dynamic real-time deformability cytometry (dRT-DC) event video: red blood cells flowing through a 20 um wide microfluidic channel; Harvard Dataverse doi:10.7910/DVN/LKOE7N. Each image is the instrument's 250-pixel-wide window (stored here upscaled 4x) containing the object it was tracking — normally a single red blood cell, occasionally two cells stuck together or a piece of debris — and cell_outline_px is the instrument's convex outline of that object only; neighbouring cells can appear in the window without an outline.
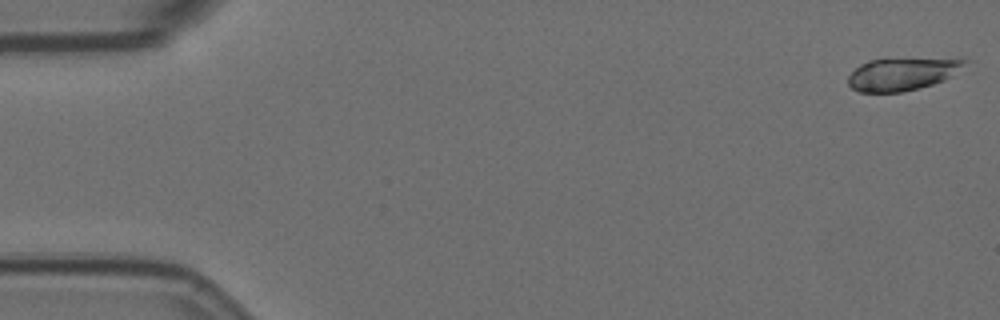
{"species": "Egyptian fruit bat (a non-hibernating species)", "species_latin": "Rousettus aegyptiacus", "temperature_condition": "room temperature", "stored_images_in_passage": 17, "camera_frame_rate_fps": 3000, "um_per_image_px": 0.085, "animal": {"sex": "female"}, "frame": {"image": 1, "passage_image": 1, "time_ms": 0.0, "image_size_px": [1000, 320], "cell_outline_px": [[968, 60], [952, 76], [944, 80], [920, 88], [904, 92], [860, 92], [852, 88], [848, 84], [848, 76], [860, 64], [868, 60]], "centroid_in_image_um": [76.59, 6.34], "position_along_channel_um": 8.4, "area_um2": 21.27}}
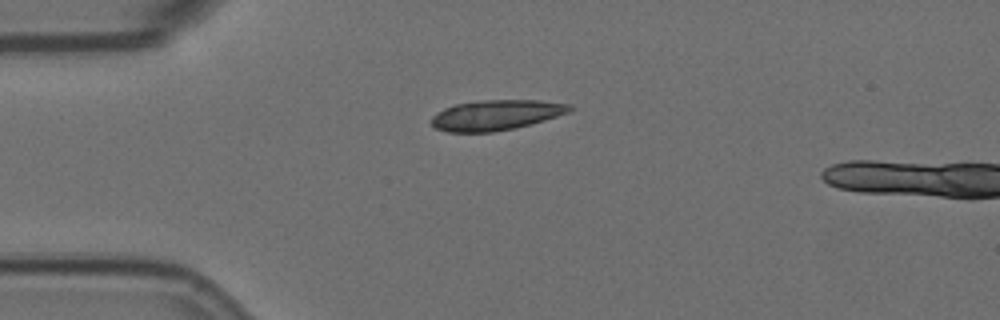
{"frame": {"image": 2, "passage_image": 14, "time_ms": 4.333, "image_size_px": [1000, 320], "cell_outline_px": [[576, 108], [568, 112], [532, 124], [516, 128], [492, 132], [448, 132], [436, 128], [432, 124], [432, 116], [436, 112], [444, 108], [456, 104], [484, 100], [540, 100], [572, 104]], "centroid_in_image_um": [42.2, 9.77], "position_along_channel_um": 42.8, "area_um2": 24.45}}